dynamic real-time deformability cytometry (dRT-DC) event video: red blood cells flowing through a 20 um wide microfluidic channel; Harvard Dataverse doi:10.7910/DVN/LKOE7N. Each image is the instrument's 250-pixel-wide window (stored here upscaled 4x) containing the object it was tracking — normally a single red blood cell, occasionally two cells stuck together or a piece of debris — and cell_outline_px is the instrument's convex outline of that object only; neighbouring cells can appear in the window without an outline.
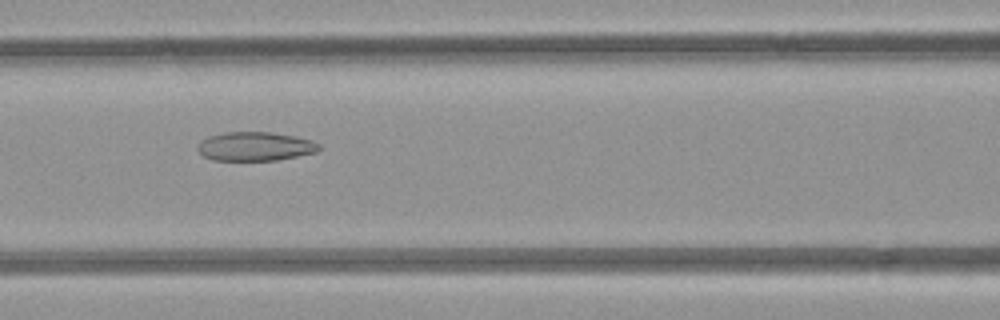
{"species": "common noctule bat (a hibernating species)", "species_latin": "Nyctalus noctula", "temperature_condition": "room temperature", "stored_images_in_passage": 5, "camera_frame_rate_fps": 3000, "um_per_image_px": 0.085, "animal": {"sex": "female", "body_mass_g": 21.9}, "frame": {"image": 1, "passage_image": 4, "time_ms": 3.333, "image_size_px": [1000, 320], "cell_outline_px": [[320, 148], [316, 152], [276, 160], [212, 160], [204, 156], [196, 148], [200, 140], [208, 136], [224, 132], [268, 132], [296, 136], [312, 140], [320, 144]], "centroid_in_image_um": [21.67, 12.43], "position_along_channel_um": 144.9, "area_um2": 20.46}}
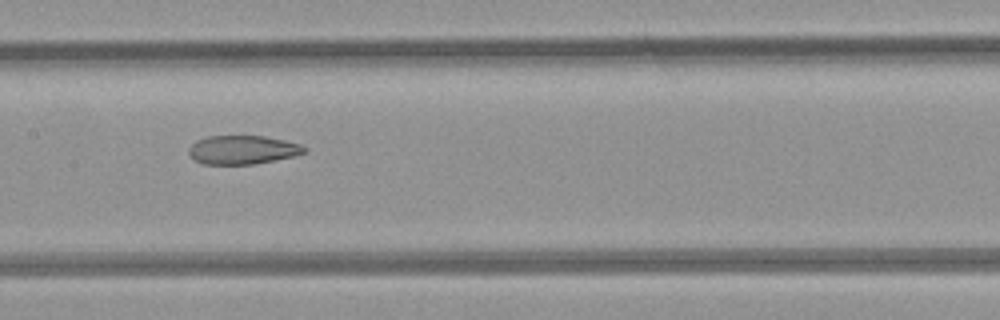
{"frame": {"image": 2, "passage_image": 5, "time_ms": 4.333, "image_size_px": [1000, 320], "cell_outline_px": [[308, 152], [292, 156], [256, 164], [200, 164], [188, 152], [188, 148], [196, 140], [208, 136], [264, 136], [284, 140], [300, 144], [308, 148]], "centroid_in_image_um": [20.63, 12.73], "position_along_channel_um": 186.8, "area_um2": 19.36}}